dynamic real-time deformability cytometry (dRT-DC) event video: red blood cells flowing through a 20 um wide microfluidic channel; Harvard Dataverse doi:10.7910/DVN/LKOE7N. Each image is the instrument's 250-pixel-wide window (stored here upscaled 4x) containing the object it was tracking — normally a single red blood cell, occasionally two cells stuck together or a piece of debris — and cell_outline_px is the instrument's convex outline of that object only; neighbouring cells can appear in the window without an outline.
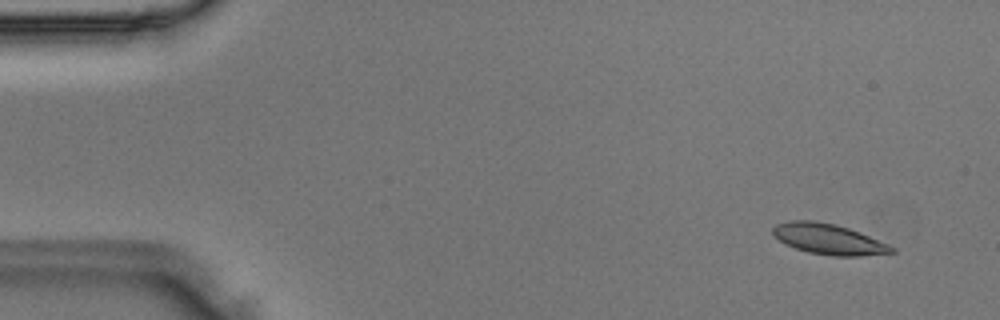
{"species": "Egyptian fruit bat (a non-hibernating species)", "species_latin": "Rousettus aegyptiacus", "temperature_condition": "room temperature", "stored_images_in_passage": 4, "camera_frame_rate_fps": 3000, "um_per_image_px": 0.085, "animal": {"sex": "male"}, "frame": {"image": 1, "passage_image": 2, "time_ms": 0.333, "image_size_px": [1000, 320], "cell_outline_px": [[896, 252], [860, 256], [832, 256], [808, 252], [784, 244], [772, 236], [772, 228], [776, 224], [788, 220], [816, 220], [836, 224], [860, 232], [888, 244], [896, 248]], "centroid_in_image_um": [70.39, 20.31], "position_along_channel_um": 14.6, "area_um2": 21.44}}
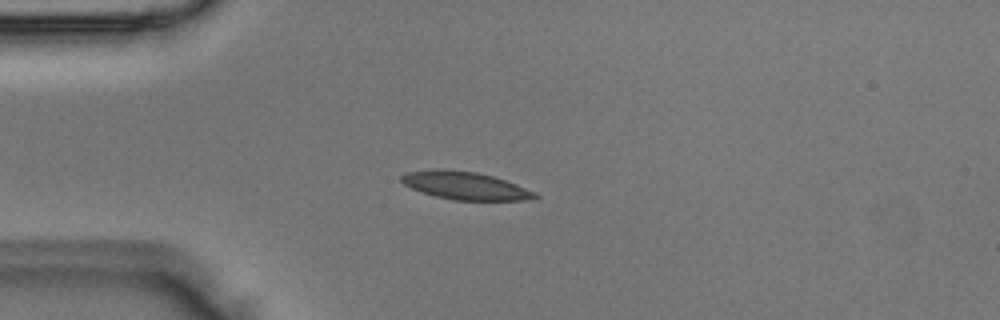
{"frame": {"image": 2, "passage_image": 4, "time_ms": 1.0, "image_size_px": [1000, 320], "cell_outline_px": [[540, 196], [536, 200], [452, 200], [436, 196], [412, 188], [404, 184], [400, 180], [400, 176], [404, 172], [432, 168], [444, 168], [476, 172], [492, 176], [516, 184], [536, 192]], "centroid_in_image_um": [39.54, 15.76], "position_along_channel_um": 45.5, "area_um2": 21.91}}